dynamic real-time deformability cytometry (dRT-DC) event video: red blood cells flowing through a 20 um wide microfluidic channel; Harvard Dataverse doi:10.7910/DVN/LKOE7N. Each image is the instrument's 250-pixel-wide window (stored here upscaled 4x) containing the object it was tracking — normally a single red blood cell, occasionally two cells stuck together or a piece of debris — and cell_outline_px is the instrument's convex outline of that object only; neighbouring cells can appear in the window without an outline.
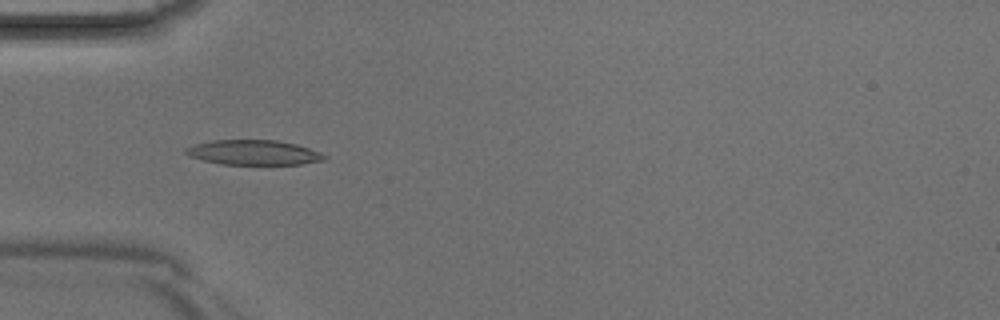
{"species": "Egyptian fruit bat (a non-hibernating species)", "species_latin": "Rousettus aegyptiacus", "temperature_condition": "room temperature", "stored_images_in_passage": 42, "camera_frame_rate_fps": 3000, "um_per_image_px": 0.085, "animal": {"sex": "male"}, "frame": {"image": 1, "passage_image": 12, "time_ms": 3.667, "image_size_px": [1000, 320], "cell_outline_px": [[328, 156], [324, 160], [300, 164], [220, 164], [188, 156], [184, 152], [184, 148], [196, 144], [212, 140], [276, 140], [296, 144], [320, 152]], "centroid_in_image_um": [21.54, 12.96], "position_along_channel_um": 63.5, "area_um2": 20.0}}
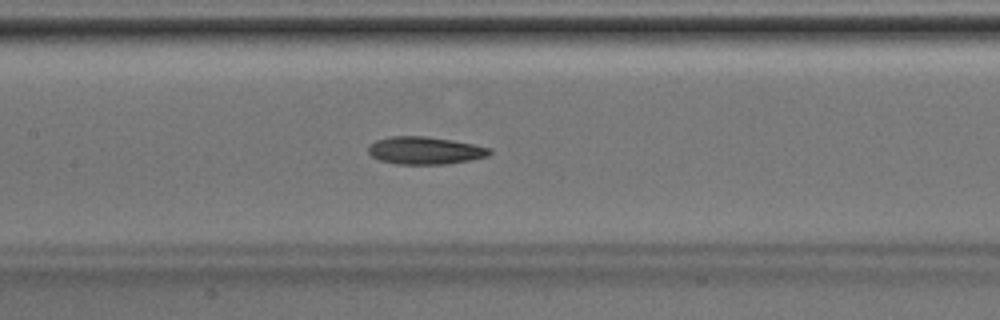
{"frame": {"image": 2, "passage_image": 19, "time_ms": 6.0, "image_size_px": [1000, 320], "cell_outline_px": [[492, 152], [488, 156], [468, 160], [444, 164], [396, 164], [380, 160], [372, 156], [368, 152], [368, 148], [376, 140], [392, 136], [428, 136], [452, 140], [492, 148]], "centroid_in_image_um": [36.13, 12.79], "position_along_channel_um": 171.3, "area_um2": 19.36}}
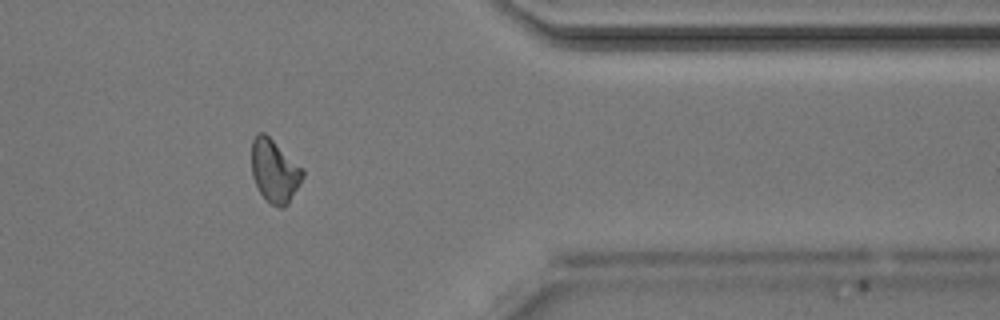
{"frame": {"image": 3, "passage_image": 34, "time_ms": 11.0, "image_size_px": [1000, 320], "cell_outline_px": [[304, 176], [300, 184], [288, 204], [284, 208], [280, 208], [272, 204], [260, 192], [252, 176], [252, 140], [256, 132], [264, 132], [304, 168]], "centroid_in_image_um": [23.35, 14.51], "position_along_channel_um": 388.0, "area_um2": 18.79}}